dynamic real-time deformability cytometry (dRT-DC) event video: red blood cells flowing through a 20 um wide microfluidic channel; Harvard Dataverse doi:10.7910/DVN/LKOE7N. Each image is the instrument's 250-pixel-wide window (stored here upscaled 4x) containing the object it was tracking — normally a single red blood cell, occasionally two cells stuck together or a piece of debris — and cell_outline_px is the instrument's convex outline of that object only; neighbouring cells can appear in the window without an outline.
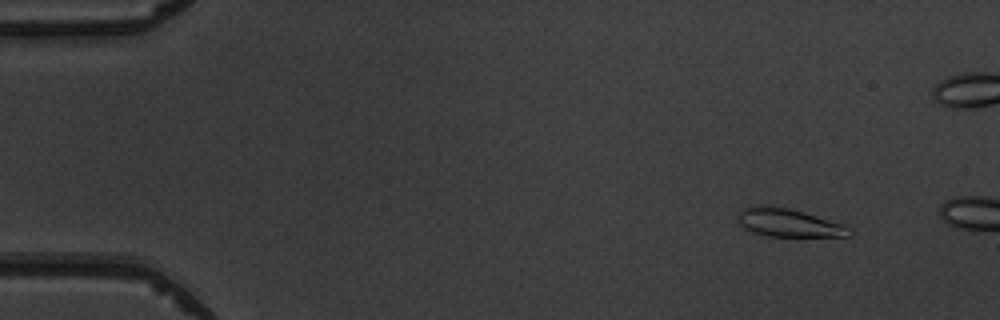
{"species": "common noctule bat (a hibernating species)", "species_latin": "Nyctalus noctula", "temperature_condition": "warm", "stored_images_in_passage": 3, "camera_frame_rate_fps": 3000, "um_per_image_px": 0.085, "animal": {"sex": "male", "body_mass_g": 19.5, "forearm_length_mm": 54.6}, "frame": {"image": 1, "passage_image": 1, "time_ms": 0.0, "image_size_px": [1000, 320], "cell_outline_px": [[856, 232], [852, 236], [768, 236], [752, 232], [740, 224], [740, 212], [744, 208], [756, 204], [760, 204], [788, 208], [844, 224], [852, 228]], "centroid_in_image_um": [67.11, 18.94], "position_along_channel_um": 17.9, "area_um2": 18.21}}